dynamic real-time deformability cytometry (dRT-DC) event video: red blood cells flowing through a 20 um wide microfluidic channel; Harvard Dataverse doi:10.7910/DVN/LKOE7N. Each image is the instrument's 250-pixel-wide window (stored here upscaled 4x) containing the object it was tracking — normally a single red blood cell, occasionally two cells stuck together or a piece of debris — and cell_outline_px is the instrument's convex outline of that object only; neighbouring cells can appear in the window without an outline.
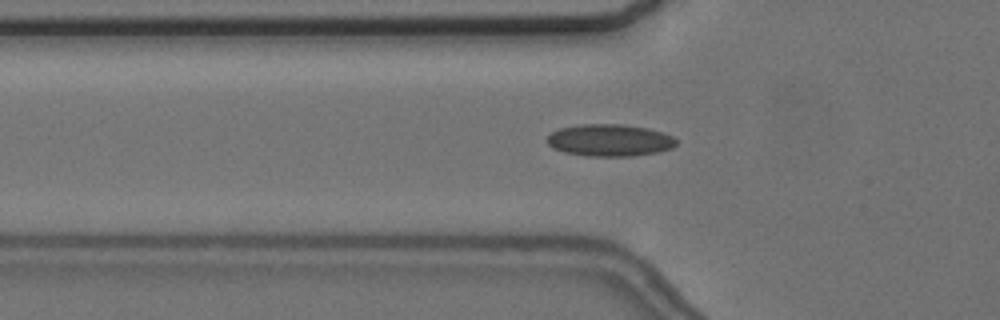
{"species": "common noctule bat (a hibernating species)", "species_latin": "Nyctalus noctula", "temperature_condition": "cold", "stored_images_in_passage": 41, "camera_frame_rate_fps": 3000, "um_per_image_px": 0.085, "animal": {"sex": "female", "body_mass_g": 24.6, "forearm_length_mm": 56.2}, "frame": {"image": 1, "passage_image": 4, "time_ms": 1.0, "image_size_px": [1000, 320], "cell_outline_px": [[676, 144], [672, 148], [656, 152], [632, 156], [588, 156], [564, 152], [552, 148], [548, 144], [548, 136], [552, 132], [560, 128], [580, 124], [624, 124], [648, 128], [664, 132], [672, 136], [676, 140]], "centroid_in_image_um": [51.83, 11.91], "position_along_channel_um": 74.0, "area_um2": 24.16}}
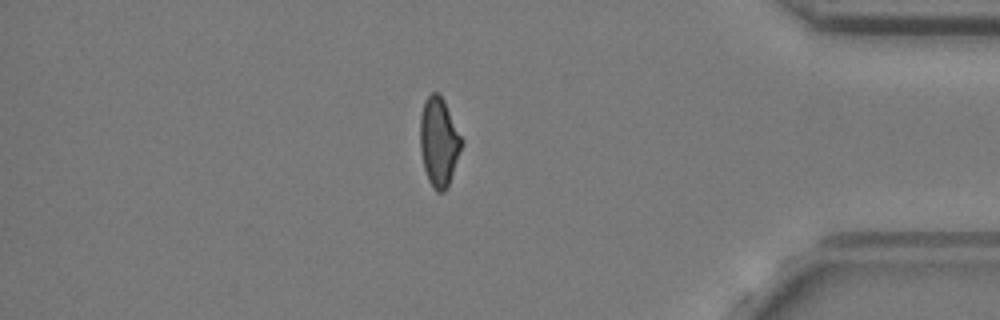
{"frame": {"image": 2, "passage_image": 33, "time_ms": 10.667, "image_size_px": [1000, 320], "cell_outline_px": [[464, 144], [448, 188], [444, 192], [436, 192], [432, 188], [428, 180], [424, 168], [420, 152], [420, 116], [424, 100], [432, 92], [436, 92], [444, 100], [464, 140]], "centroid_in_image_um": [37.32, 12.1], "position_along_channel_um": 397.9, "area_um2": 22.02}}
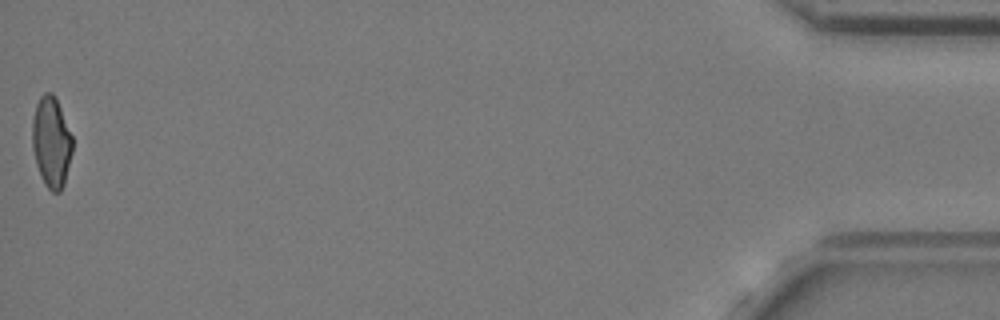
{"frame": {"image": 3, "passage_image": 41, "time_ms": 13.333, "image_size_px": [1000, 320], "cell_outline_px": [[72, 152], [64, 184], [60, 192], [52, 192], [44, 184], [40, 176], [36, 164], [32, 148], [32, 116], [36, 104], [40, 96], [44, 92], [52, 92], [60, 108], [72, 136]], "centroid_in_image_um": [4.34, 12.09], "position_along_channel_um": 430.9, "area_um2": 21.27}, "authors_computed_cell_mechanics": {"area_um2": 22.1952, "velocity_mm_per_s": 3.6767, "shape_relaxation_time_tau1_ms": 7.1554, "shape_relaxation_time_tau2_ms": 2.4875, "deformation_change_tau1": 0.1495, "deformation_change_tau2": 0.0802}}